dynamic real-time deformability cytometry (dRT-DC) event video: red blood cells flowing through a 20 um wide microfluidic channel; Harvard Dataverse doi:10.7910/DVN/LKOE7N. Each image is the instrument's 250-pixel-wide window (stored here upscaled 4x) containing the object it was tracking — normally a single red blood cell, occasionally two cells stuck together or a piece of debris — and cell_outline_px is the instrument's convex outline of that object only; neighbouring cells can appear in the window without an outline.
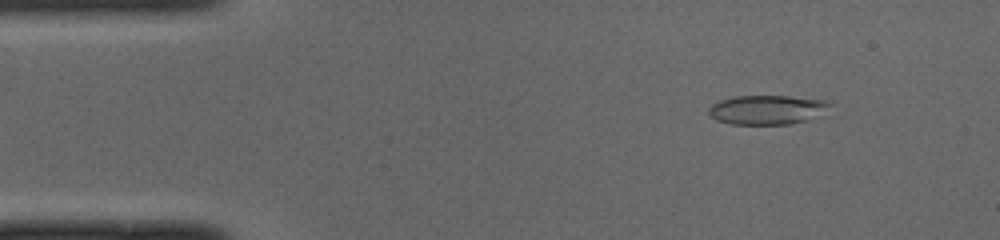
{"species": "common noctule bat (a hibernating species)", "species_latin": "Nyctalus noctula", "temperature_condition": "cold", "stored_images_in_passage": 49, "camera_frame_rate_fps": 3000, "um_per_image_px": 0.085, "animal": {"sex": "male", "body_mass_g": 19.0, "forearm_length_mm": 50.8}, "frame": {"image": 1, "passage_image": 6, "time_ms": 1.667, "image_size_px": [1000, 240], "cell_outline_px": [[828, 104], [808, 120], [788, 124], [732, 124], [716, 120], [708, 112], [708, 108], [712, 104], [720, 100], [736, 96], [788, 96], [824, 100]], "centroid_in_image_um": [65.06, 9.33], "position_along_channel_um": 19.9, "area_um2": 20.0}}
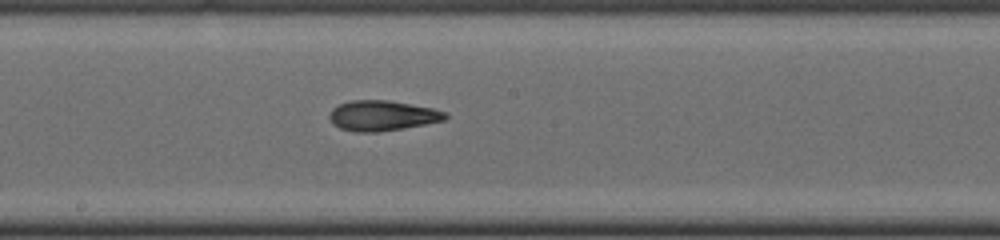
{"frame": {"image": 2, "passage_image": 26, "time_ms": 8.333, "image_size_px": [1000, 240], "cell_outline_px": [[448, 116], [444, 120], [404, 128], [376, 132], [356, 132], [340, 128], [332, 124], [328, 116], [332, 108], [340, 104], [352, 100], [388, 100], [432, 108], [444, 112]], "centroid_in_image_um": [32.45, 9.83], "position_along_channel_um": 215.8, "area_um2": 20.29}}
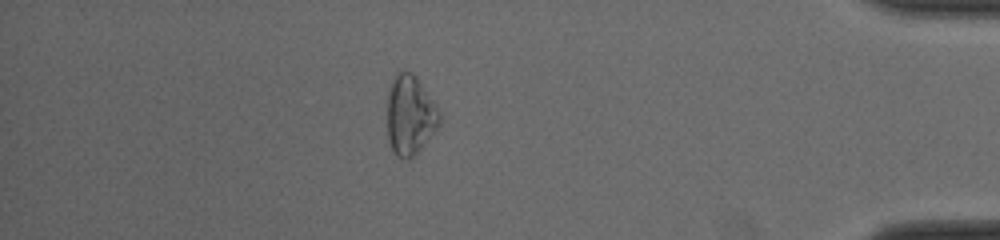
{"frame": {"image": 3, "passage_image": 43, "time_ms": 14.0, "image_size_px": [1000, 240], "cell_outline_px": [[440, 124], [420, 148], [408, 160], [396, 156], [392, 152], [388, 140], [388, 88], [396, 72], [412, 72], [416, 76], [436, 104], [440, 112]], "centroid_in_image_um": [34.84, 9.78], "position_along_channel_um": 400.4, "area_um2": 24.16}, "authors_computed_cell_mechanics": {"area_um2": 20.6346, "velocity_mm_per_s": 4.0382, "shape_relaxation_time_tau1_ms": null, "shape_relaxation_time_tau2_ms": 5.6211, "deformation_change_tau1": null, "deformation_change_tau2": 0.1507}}